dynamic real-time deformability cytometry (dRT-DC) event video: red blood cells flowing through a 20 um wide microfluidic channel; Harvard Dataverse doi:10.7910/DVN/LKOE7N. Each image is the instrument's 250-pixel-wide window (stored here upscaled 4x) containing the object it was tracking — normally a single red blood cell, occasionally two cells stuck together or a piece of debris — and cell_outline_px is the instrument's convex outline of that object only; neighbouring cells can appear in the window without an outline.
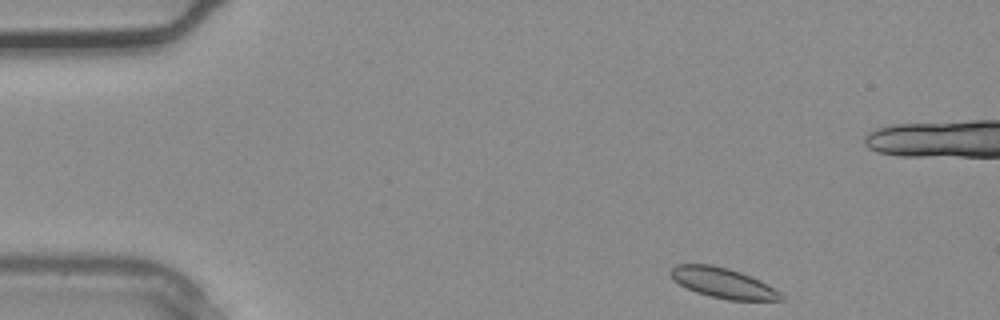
{"species": "common noctule bat (a hibernating species)", "species_latin": "Nyctalus noctula", "temperature_condition": "warm", "stored_images_in_passage": 3, "camera_frame_rate_fps": 3000, "um_per_image_px": 0.085, "animal": {"sex": "male", "body_mass_g": 20.4}, "frame": {"image": 1, "passage_image": 1, "time_ms": 0.0, "image_size_px": [1000, 320], "cell_outline_px": [[784, 300], [728, 300], [696, 292], [672, 280], [668, 272], [676, 264], [712, 264], [728, 268], [740, 272], [780, 292], [784, 296]], "centroid_in_image_um": [61.39, 24.04], "position_along_channel_um": 23.6, "area_um2": 19.07}}